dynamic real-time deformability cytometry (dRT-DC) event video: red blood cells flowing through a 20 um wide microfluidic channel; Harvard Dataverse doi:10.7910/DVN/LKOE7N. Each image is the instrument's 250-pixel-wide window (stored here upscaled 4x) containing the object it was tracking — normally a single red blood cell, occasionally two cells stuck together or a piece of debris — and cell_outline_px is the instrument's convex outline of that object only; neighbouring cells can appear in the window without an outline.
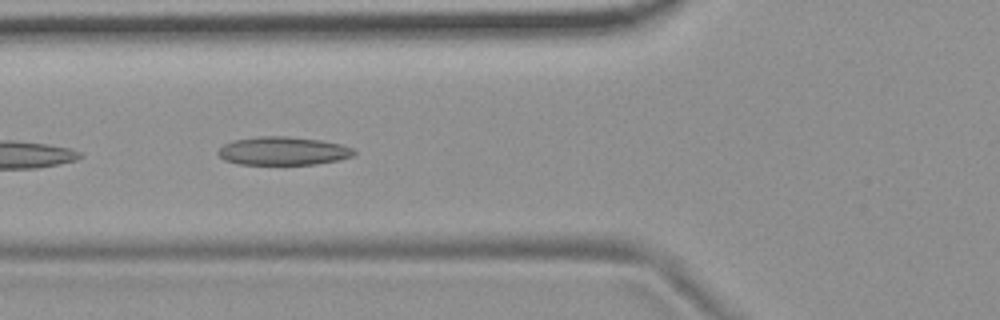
{"species": "common noctule bat (a hibernating species)", "species_latin": "Nyctalus noctula", "temperature_condition": "room temperature", "stored_images_in_passage": 8, "camera_frame_rate_fps": 3000, "um_per_image_px": 0.085, "animal": {"sex": "female", "body_mass_g": 19.9}, "frame": {"image": 1, "passage_image": 4, "time_ms": 1.0, "image_size_px": [1000, 320], "cell_outline_px": [[356, 152], [352, 156], [340, 160], [316, 164], [240, 164], [224, 160], [216, 152], [224, 144], [232, 140], [256, 136], [288, 136], [320, 140], [340, 144], [352, 148]], "centroid_in_image_um": [24.04, 12.82], "position_along_channel_um": 101.8, "area_um2": 22.48}}